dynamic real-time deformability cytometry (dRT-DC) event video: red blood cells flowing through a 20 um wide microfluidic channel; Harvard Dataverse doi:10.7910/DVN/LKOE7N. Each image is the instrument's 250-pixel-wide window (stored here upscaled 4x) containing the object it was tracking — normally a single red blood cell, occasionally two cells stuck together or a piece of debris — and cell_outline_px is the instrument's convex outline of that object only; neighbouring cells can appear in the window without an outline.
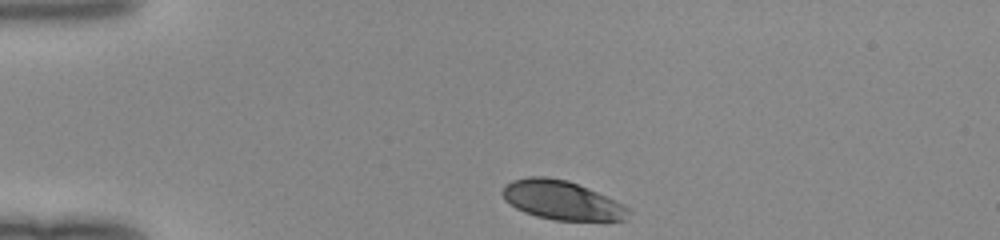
{"species": "human", "species_latin": "Homo sapiens", "temperature_condition": "room temperature", "stored_images_in_passage": 31, "camera_frame_rate_fps": 3000, "um_per_image_px": 0.085, "donor": {"sex": "female"}, "frame": {"image": 1, "passage_image": 1, "time_ms": 0.0, "image_size_px": [1000, 240], "cell_outline_px": [[632, 212], [628, 220], [552, 220], [536, 216], [524, 212], [508, 204], [504, 200], [500, 192], [504, 184], [512, 180], [528, 176], [544, 176], [568, 180], [588, 188], [624, 204]], "centroid_in_image_um": [47.72, 17.01], "position_along_channel_um": 37.3, "area_um2": 29.02}}
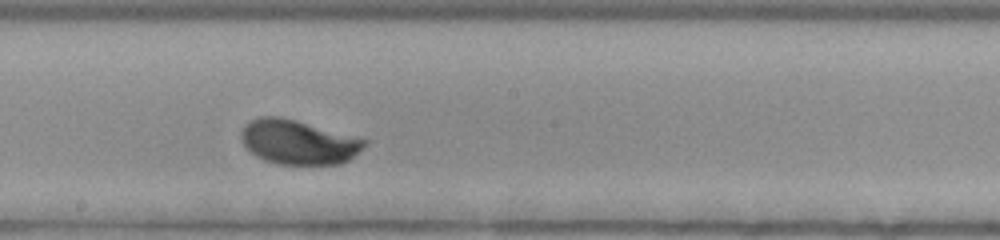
{"frame": {"image": 2, "passage_image": 18, "time_ms": 5.667, "image_size_px": [1000, 240], "cell_outline_px": [[368, 144], [348, 160], [340, 164], [276, 164], [264, 160], [256, 156], [244, 148], [240, 140], [240, 132], [244, 124], [248, 120], [260, 116], [276, 116], [296, 120], [368, 140]], "centroid_in_image_um": [25.29, 12.07], "position_along_channel_um": 222.9, "area_um2": 32.14}}
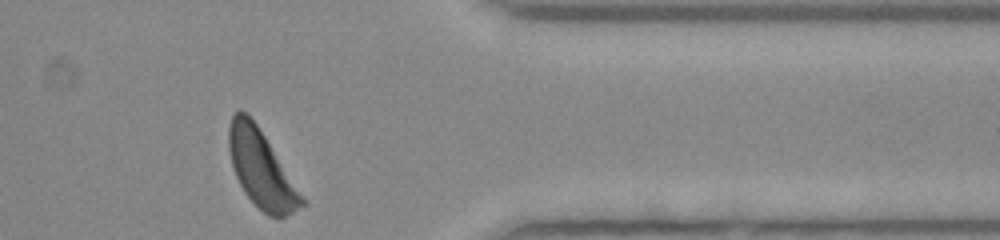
{"frame": {"image": 3, "passage_image": 31, "time_ms": 10.0, "image_size_px": [1000, 240], "cell_outline_px": [[308, 204], [280, 220], [268, 216], [244, 192], [236, 176], [232, 164], [228, 148], [228, 128], [232, 116], [240, 108], [256, 124], [304, 196]], "centroid_in_image_um": [22.24, 14.42], "position_along_channel_um": 389.2, "area_um2": 32.54}}